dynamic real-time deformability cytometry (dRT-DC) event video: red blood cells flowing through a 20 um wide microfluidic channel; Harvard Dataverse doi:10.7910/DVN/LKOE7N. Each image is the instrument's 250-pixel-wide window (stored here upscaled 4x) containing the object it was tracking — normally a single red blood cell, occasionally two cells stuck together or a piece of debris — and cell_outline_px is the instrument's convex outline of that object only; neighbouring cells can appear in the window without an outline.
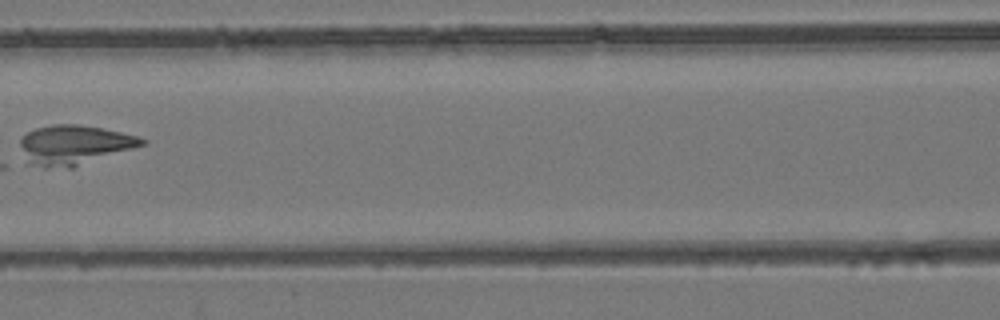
{"species": "common noctule bat (a hibernating species)", "species_latin": "Nyctalus noctula", "temperature_condition": "room temperature", "stored_images_in_passage": 8, "camera_frame_rate_fps": 3000, "um_per_image_px": 0.085, "animal": {"sex": "female", "body_mass_g": 24.6, "forearm_length_mm": 56.2}, "frame": {"image": 1, "passage_image": 8, "time_ms": 8.0, "image_size_px": [1000, 320], "cell_outline_px": [[148, 144], [72, 168], [44, 168], [28, 164], [20, 144], [20, 140], [28, 132], [36, 128], [52, 124], [76, 124], [100, 128], [140, 136], [148, 140]], "centroid_in_image_um": [6.34, 12.33], "position_along_channel_um": 160.3, "area_um2": 28.32}}